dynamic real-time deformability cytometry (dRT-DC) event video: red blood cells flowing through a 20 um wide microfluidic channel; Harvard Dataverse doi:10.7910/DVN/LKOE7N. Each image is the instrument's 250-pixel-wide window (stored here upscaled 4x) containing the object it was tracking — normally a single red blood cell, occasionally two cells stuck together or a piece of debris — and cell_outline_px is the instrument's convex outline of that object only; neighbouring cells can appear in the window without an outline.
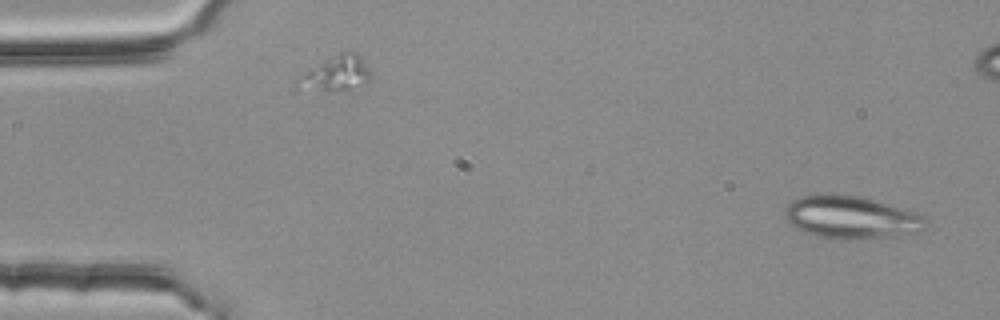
{"species": "common noctule bat (a hibernating species)", "species_latin": "Nyctalus noctula", "temperature_condition": "room temperature", "stored_images_in_passage": 4, "camera_frame_rate_fps": 3000, "um_per_image_px": 0.085, "animal": {"sex": "female", "body_mass_g": 25.1}, "frame": {"image": 1, "passage_image": 1, "time_ms": 0.0, "image_size_px": [1000, 320], "cell_outline_px": [[928, 224], [920, 232], [884, 236], [840, 240], [816, 236], [804, 232], [796, 228], [784, 216], [784, 208], [792, 200], [800, 196], [828, 192], [832, 192], [860, 196], [916, 212], [924, 216]], "centroid_in_image_um": [72.29, 18.44], "position_along_channel_um": 12.7, "area_um2": 35.26}}